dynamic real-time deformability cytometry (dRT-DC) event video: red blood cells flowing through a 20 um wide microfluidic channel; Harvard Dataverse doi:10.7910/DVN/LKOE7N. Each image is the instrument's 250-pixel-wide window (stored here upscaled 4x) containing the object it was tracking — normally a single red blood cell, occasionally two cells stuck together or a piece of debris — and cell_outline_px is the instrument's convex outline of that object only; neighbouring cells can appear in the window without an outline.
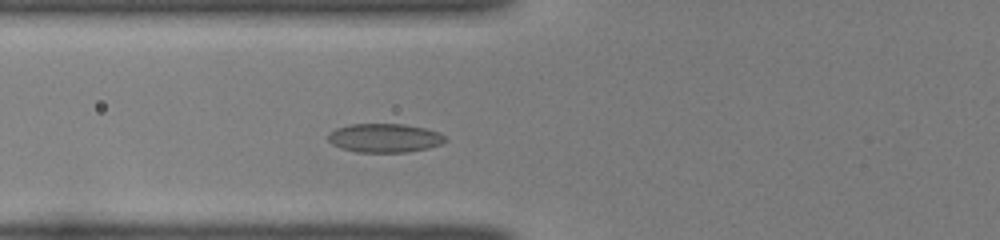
{"species": "common noctule bat (a hibernating species)", "species_latin": "Nyctalus noctula", "temperature_condition": "room temperature", "stored_images_in_passage": 32, "camera_frame_rate_fps": 3000, "um_per_image_px": 0.085, "animal": {"sex": "female", "body_mass_g": 22.0, "forearm_length_mm": 56.7}, "frame": {"image": 1, "passage_image": 9, "time_ms": 2.667, "image_size_px": [1000, 240], "cell_outline_px": [[448, 140], [440, 144], [428, 148], [408, 152], [356, 152], [340, 148], [332, 144], [328, 140], [328, 132], [336, 128], [348, 124], [404, 124], [424, 128], [440, 132]], "centroid_in_image_um": [32.67, 11.72], "position_along_channel_um": 93.1, "area_um2": 19.83}}
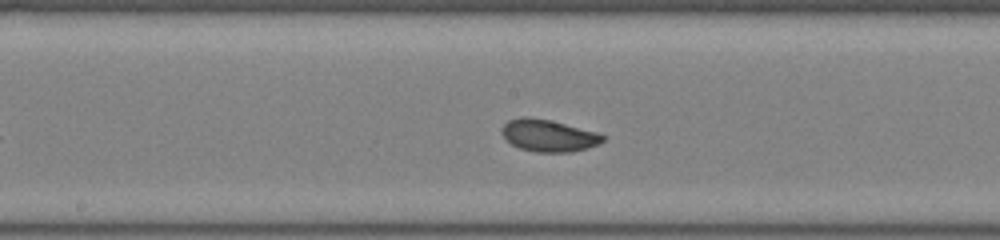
{"frame": {"image": 2, "passage_image": 17, "time_ms": 5.333, "image_size_px": [1000, 240], "cell_outline_px": [[604, 140], [600, 144], [588, 148], [572, 152], [536, 152], [520, 148], [512, 144], [500, 132], [504, 124], [508, 120], [520, 116], [528, 116], [552, 120], [596, 132], [604, 136]], "centroid_in_image_um": [46.62, 11.51], "position_along_channel_um": 201.6, "area_um2": 18.96}}
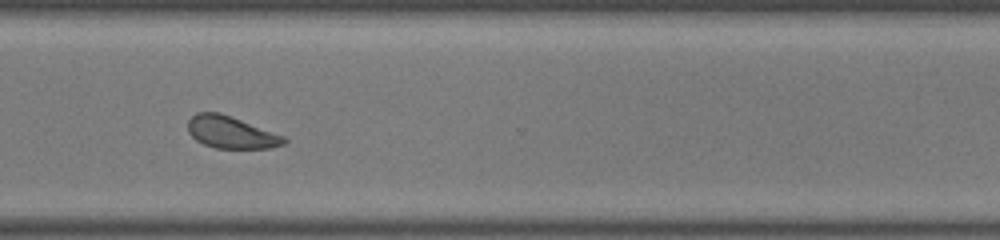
{"frame": {"image": 3, "passage_image": 28, "time_ms": 9.0, "image_size_px": [1000, 240], "cell_outline_px": [[288, 140], [284, 144], [272, 148], [216, 148], [204, 144], [196, 140], [188, 132], [188, 120], [196, 112], [220, 112], [284, 136]], "centroid_in_image_um": [19.63, 11.24], "position_along_channel_um": 351.0, "area_um2": 17.92}, "authors_computed_cell_mechanics": {"area_um2": 18.9006, "velocity_mm_per_s": 4.0598, "shape_relaxation_time_tau1_ms": 3.9005, "shape_relaxation_time_tau2_ms": null, "deformation_change_tau1": 0.1268, "deformation_change_tau2": null}}